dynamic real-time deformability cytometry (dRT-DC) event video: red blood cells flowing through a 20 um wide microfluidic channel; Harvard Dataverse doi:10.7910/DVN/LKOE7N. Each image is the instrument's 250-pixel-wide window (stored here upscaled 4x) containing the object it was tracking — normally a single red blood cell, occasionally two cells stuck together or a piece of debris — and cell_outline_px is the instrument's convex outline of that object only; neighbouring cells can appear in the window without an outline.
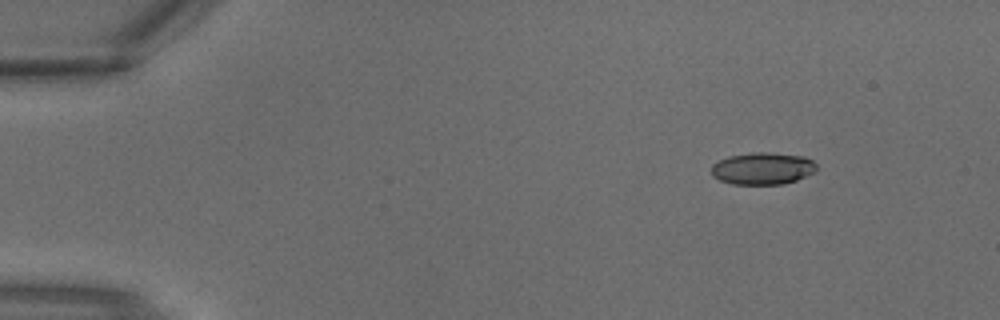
{"species": "common noctule bat (a hibernating species)", "species_latin": "Nyctalus noctula", "temperature_condition": "warm", "stored_images_in_passage": 2, "camera_frame_rate_fps": 3000, "um_per_image_px": 0.085, "animal": {"sex": "male", "body_mass_g": 18.8}, "frame": {"image": 1, "passage_image": 1, "time_ms": 0.0, "image_size_px": [1000, 320], "cell_outline_px": [[816, 172], [796, 180], [780, 184], [732, 184], [720, 180], [712, 176], [712, 164], [728, 156], [752, 152], [772, 152], [804, 156], [812, 160], [816, 164]], "centroid_in_image_um": [64.83, 14.31], "position_along_channel_um": 20.2, "area_um2": 19.77}}